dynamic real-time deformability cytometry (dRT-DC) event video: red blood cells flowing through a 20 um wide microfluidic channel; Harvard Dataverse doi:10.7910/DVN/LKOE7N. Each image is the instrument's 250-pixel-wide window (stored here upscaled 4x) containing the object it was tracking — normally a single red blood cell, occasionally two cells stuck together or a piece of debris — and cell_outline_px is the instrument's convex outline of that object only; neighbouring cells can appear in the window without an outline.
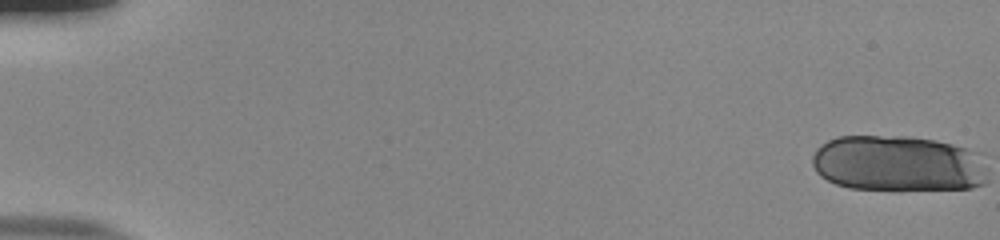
{"species": "human", "species_latin": "Homo sapiens", "temperature_condition": "room temperature", "stored_images_in_passage": 20, "camera_frame_rate_fps": 3000, "um_per_image_px": 0.085, "donor": {"sex": "male"}, "frame": {"image": 1, "passage_image": 1, "time_ms": 0.0, "image_size_px": [1000, 240], "cell_outline_px": [[980, 184], [972, 188], [900, 192], [848, 188], [836, 184], [820, 176], [816, 172], [812, 164], [812, 156], [828, 140], [840, 136], [904, 136], [936, 140], [964, 148]], "centroid_in_image_um": [76.02, 13.94], "position_along_channel_um": 9.0, "area_um2": 55.6}}